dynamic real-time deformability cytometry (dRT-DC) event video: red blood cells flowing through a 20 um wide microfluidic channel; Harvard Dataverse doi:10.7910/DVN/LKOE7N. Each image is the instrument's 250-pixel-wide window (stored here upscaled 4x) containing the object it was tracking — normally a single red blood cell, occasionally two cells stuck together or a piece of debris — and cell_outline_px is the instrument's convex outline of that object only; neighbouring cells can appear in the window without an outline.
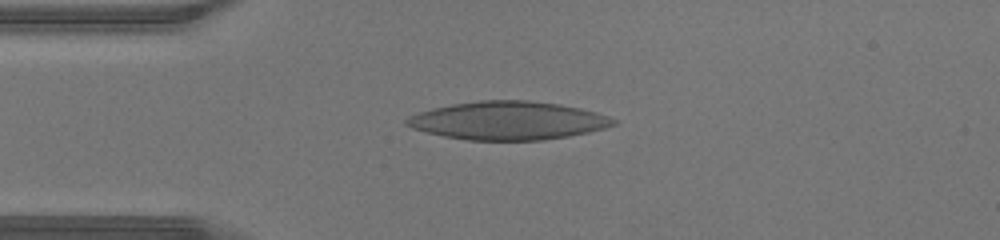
{"species": "human", "species_latin": "Homo sapiens", "temperature_condition": "warm", "stored_images_in_passage": 41, "camera_frame_rate_fps": 3000, "um_per_image_px": 0.085, "donor": {"sex": "male"}, "frame": {"image": 1, "passage_image": 7, "time_ms": 2.0, "image_size_px": [1000, 240], "cell_outline_px": [[620, 120], [616, 124], [604, 128], [588, 132], [568, 136], [544, 140], [468, 140], [444, 136], [412, 128], [404, 124], [404, 120], [408, 116], [420, 112], [452, 104], [480, 100], [528, 100], [560, 104], [580, 108], [596, 112]], "centroid_in_image_um": [43.21, 10.25], "position_along_channel_um": 41.8, "area_um2": 46.07}}
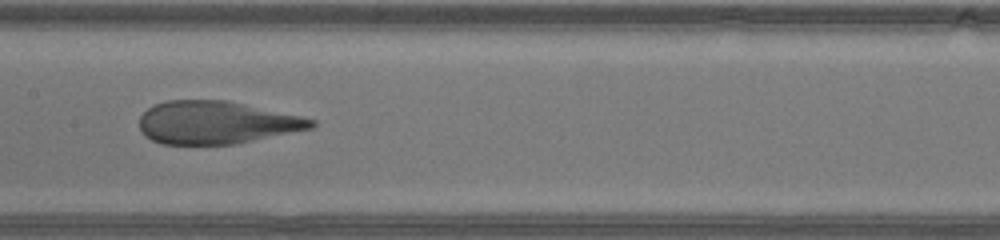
{"frame": {"image": 2, "passage_image": 18, "time_ms": 5.667, "image_size_px": [1000, 240], "cell_outline_px": [[316, 124], [312, 128], [236, 144], [160, 144], [152, 140], [140, 128], [140, 116], [148, 108], [156, 104], [168, 100], [228, 100], [300, 116], [316, 120]], "centroid_in_image_um": [18.4, 10.41], "position_along_channel_um": 189.0, "area_um2": 42.6}}
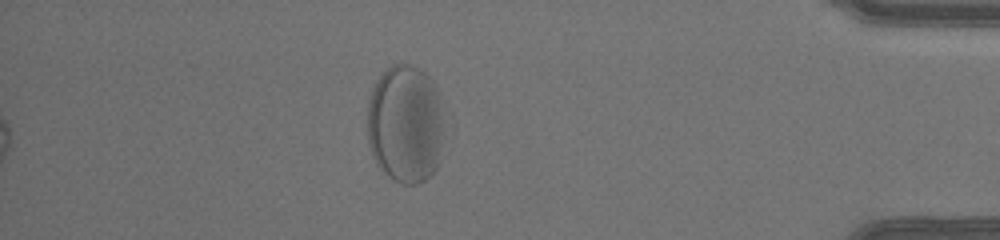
{"frame": {"image": 3, "passage_image": 35, "time_ms": 11.333, "image_size_px": [1000, 240], "cell_outline_px": [[456, 124], [436, 168], [424, 180], [416, 184], [400, 184], [388, 176], [376, 164], [372, 156], [368, 144], [368, 100], [372, 88], [376, 80], [392, 64], [412, 64], [420, 68], [432, 80], [452, 112]], "centroid_in_image_um": [34.66, 10.53], "position_along_channel_um": 400.5, "area_um2": 57.05}}